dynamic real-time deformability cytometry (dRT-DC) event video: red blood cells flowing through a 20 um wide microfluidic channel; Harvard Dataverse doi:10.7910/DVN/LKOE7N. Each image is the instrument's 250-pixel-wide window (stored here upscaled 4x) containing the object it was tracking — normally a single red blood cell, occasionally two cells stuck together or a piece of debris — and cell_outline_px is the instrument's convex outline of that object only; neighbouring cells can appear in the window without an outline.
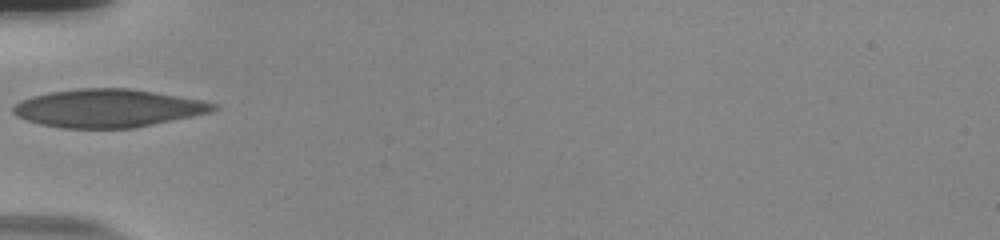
{"species": "human", "species_latin": "Homo sapiens", "temperature_condition": "room temperature", "stored_images_in_passage": 34, "camera_frame_rate_fps": 3000, "um_per_image_px": 0.085, "donor": {"sex": "male"}, "frame": {"image": 1, "passage_image": 1, "time_ms": 0.0, "image_size_px": [1000, 240], "cell_outline_px": [[220, 108], [212, 112], [132, 128], [64, 128], [40, 124], [16, 116], [12, 112], [12, 108], [20, 100], [32, 96], [48, 92], [76, 88], [128, 88], [200, 100], [220, 104]], "centroid_in_image_um": [9.16, 9.19], "position_along_channel_um": 75.8, "area_um2": 44.27}}
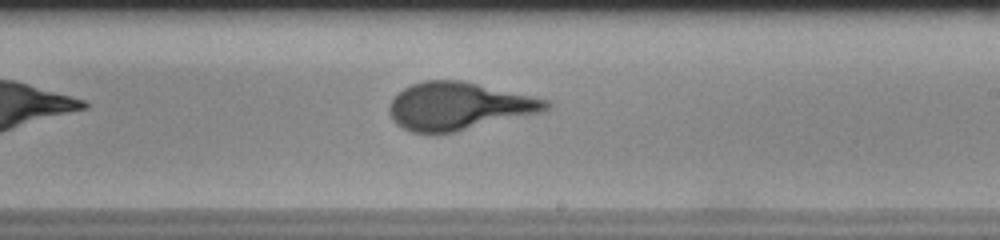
{"frame": {"image": 2, "passage_image": 15, "time_ms": 4.667, "image_size_px": [1000, 240], "cell_outline_px": [[552, 104], [544, 112], [456, 132], [436, 136], [412, 132], [396, 124], [392, 120], [388, 112], [388, 108], [392, 100], [404, 88], [412, 84], [424, 80], [460, 80], [532, 96], [548, 100]], "centroid_in_image_um": [38.98, 9.06], "position_along_channel_um": 250.0, "area_um2": 43.99}}
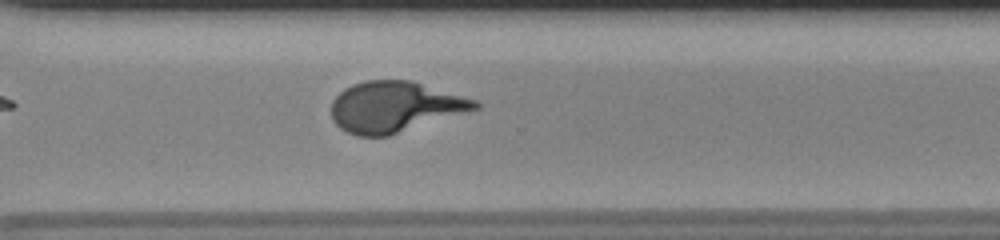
{"frame": {"image": 3, "passage_image": 22, "time_ms": 7.0, "image_size_px": [1000, 240], "cell_outline_px": [[480, 108], [388, 136], [356, 136], [340, 128], [332, 120], [332, 100], [344, 88], [352, 84], [368, 80], [408, 80], [476, 100], [480, 104]], "centroid_in_image_um": [33.52, 9.09], "position_along_channel_um": 337.1, "area_um2": 42.08}, "authors_computed_cell_mechanics": {"area_um2": 42.6275, "velocity_mm_per_s": 3.7329, "shape_relaxation_time_tau1_ms": 4.8514, "shape_relaxation_time_tau2_ms": null, "deformation_change_tau1": 0.2055, "deformation_change_tau2": null}}